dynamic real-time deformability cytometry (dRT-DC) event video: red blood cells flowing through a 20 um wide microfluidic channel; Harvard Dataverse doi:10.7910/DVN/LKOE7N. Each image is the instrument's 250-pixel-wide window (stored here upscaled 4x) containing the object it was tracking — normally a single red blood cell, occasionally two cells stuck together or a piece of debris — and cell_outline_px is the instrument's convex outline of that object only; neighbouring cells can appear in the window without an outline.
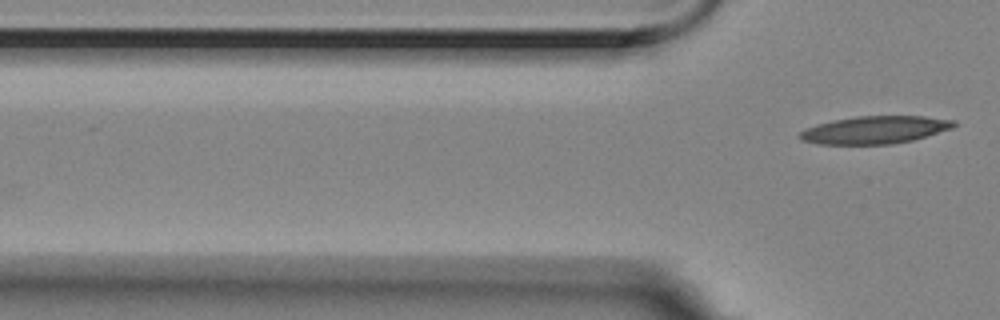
{"species": "Egyptian fruit bat (a non-hibernating species)", "species_latin": "Rousettus aegyptiacus", "temperature_condition": "room temperature", "stored_images_in_passage": 4, "camera_frame_rate_fps": 3000, "um_per_image_px": 0.085, "animal": {"sex": "female"}, "frame": {"image": 1, "passage_image": 4, "time_ms": 1.0, "image_size_px": [1000, 320], "cell_outline_px": [[956, 124], [952, 128], [912, 140], [892, 144], [816, 144], [800, 140], [796, 136], [804, 128], [816, 124], [832, 120], [856, 116], [924, 116], [956, 120]], "centroid_in_image_um": [74.3, 11.04], "position_along_channel_um": 51.5, "area_um2": 24.97}}